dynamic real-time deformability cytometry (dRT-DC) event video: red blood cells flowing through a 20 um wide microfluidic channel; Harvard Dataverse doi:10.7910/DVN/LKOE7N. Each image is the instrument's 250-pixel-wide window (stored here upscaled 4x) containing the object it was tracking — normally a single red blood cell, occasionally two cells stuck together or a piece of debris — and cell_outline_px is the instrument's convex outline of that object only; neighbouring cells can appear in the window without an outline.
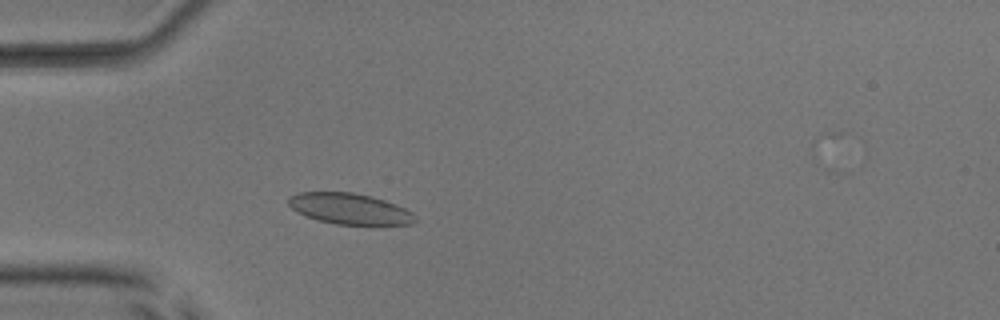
{"species": "common noctule bat (a hibernating species)", "species_latin": "Nyctalus noctula", "temperature_condition": "room temperature", "stored_images_in_passage": 49, "camera_frame_rate_fps": 3000, "um_per_image_px": 0.085, "animal": {"sex": "male", "body_mass_g": 17.9, "forearm_length_mm": 54.2}, "frame": {"image": 1, "passage_image": 12, "time_ms": 3.667, "image_size_px": [1000, 320], "cell_outline_px": [[416, 220], [412, 224], [336, 224], [320, 220], [296, 212], [288, 204], [288, 196], [296, 192], [352, 192], [372, 196], [384, 200], [404, 208], [412, 212], [416, 216]], "centroid_in_image_um": [29.69, 17.73], "position_along_channel_um": 55.3, "area_um2": 22.66}}
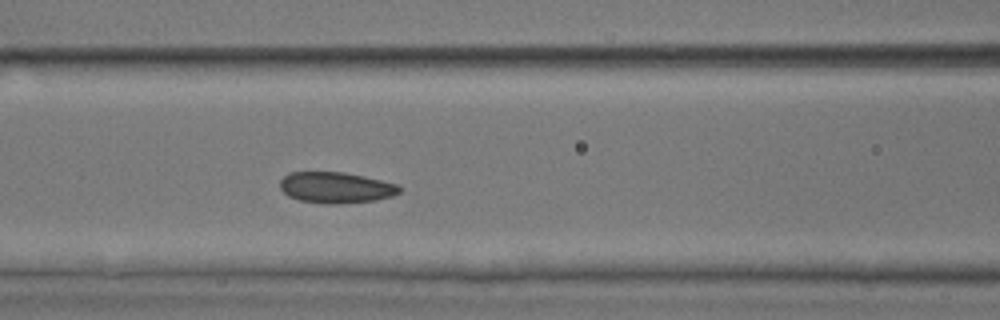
{"frame": {"image": 2, "passage_image": 19, "time_ms": 6.0, "image_size_px": [1000, 320], "cell_outline_px": [[404, 188], [400, 192], [392, 196], [376, 200], [336, 204], [328, 204], [300, 200], [288, 196], [280, 188], [280, 180], [288, 172], [344, 172], [364, 176], [400, 184]], "centroid_in_image_um": [28.59, 15.93], "position_along_channel_um": 138.0, "area_um2": 21.79}}
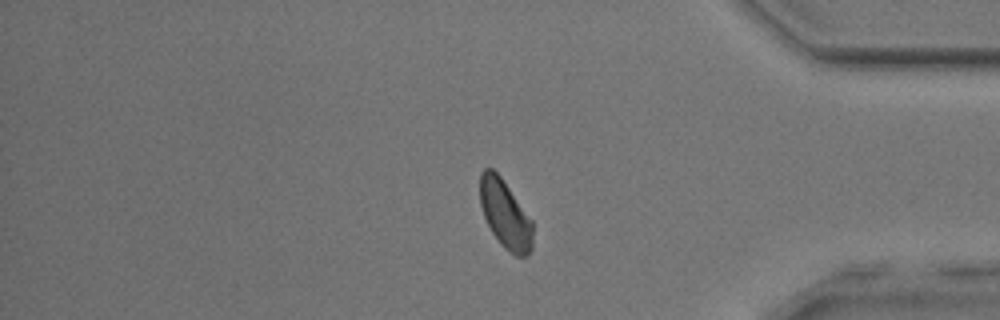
{"frame": {"image": 3, "passage_image": 40, "time_ms": 13.0, "image_size_px": [1000, 320], "cell_outline_px": [[532, 248], [528, 256], [516, 256], [500, 244], [492, 232], [484, 216], [480, 204], [480, 172], [484, 168], [492, 168], [500, 176], [532, 220]], "centroid_in_image_um": [42.93, 18.21], "position_along_channel_um": 392.3, "area_um2": 20.81}, "authors_computed_cell_mechanics": {"area_um2": 22.0218, "velocity_mm_per_s": 3.9457, "shape_relaxation_time_tau1_ms": 4.3891, "shape_relaxation_time_tau2_ms": 1.4104, "deformation_change_tau1": 0.0796, "deformation_change_tau2": 0.0437}}